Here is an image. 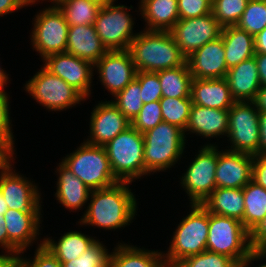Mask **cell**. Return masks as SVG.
<instances>
[{
    "label": "cell",
    "mask_w": 266,
    "mask_h": 267,
    "mask_svg": "<svg viewBox=\"0 0 266 267\" xmlns=\"http://www.w3.org/2000/svg\"><path fill=\"white\" fill-rule=\"evenodd\" d=\"M131 182H118L111 187L92 190L90 203L80 225L116 230L130 225L136 214L137 200L129 189Z\"/></svg>",
    "instance_id": "1"
},
{
    "label": "cell",
    "mask_w": 266,
    "mask_h": 267,
    "mask_svg": "<svg viewBox=\"0 0 266 267\" xmlns=\"http://www.w3.org/2000/svg\"><path fill=\"white\" fill-rule=\"evenodd\" d=\"M206 250L231 257L239 267L266 258V251L251 249L250 233L240 220L210 212Z\"/></svg>",
    "instance_id": "2"
},
{
    "label": "cell",
    "mask_w": 266,
    "mask_h": 267,
    "mask_svg": "<svg viewBox=\"0 0 266 267\" xmlns=\"http://www.w3.org/2000/svg\"><path fill=\"white\" fill-rule=\"evenodd\" d=\"M129 52L137 72H158L182 66V54L169 31L144 30L132 40Z\"/></svg>",
    "instance_id": "3"
},
{
    "label": "cell",
    "mask_w": 266,
    "mask_h": 267,
    "mask_svg": "<svg viewBox=\"0 0 266 267\" xmlns=\"http://www.w3.org/2000/svg\"><path fill=\"white\" fill-rule=\"evenodd\" d=\"M185 138L183 129L164 121L143 133L145 175L174 166L182 158Z\"/></svg>",
    "instance_id": "4"
},
{
    "label": "cell",
    "mask_w": 266,
    "mask_h": 267,
    "mask_svg": "<svg viewBox=\"0 0 266 267\" xmlns=\"http://www.w3.org/2000/svg\"><path fill=\"white\" fill-rule=\"evenodd\" d=\"M191 212L173 232L168 252L163 254L166 267H175L184 258L206 250L209 212L202 204H191Z\"/></svg>",
    "instance_id": "5"
},
{
    "label": "cell",
    "mask_w": 266,
    "mask_h": 267,
    "mask_svg": "<svg viewBox=\"0 0 266 267\" xmlns=\"http://www.w3.org/2000/svg\"><path fill=\"white\" fill-rule=\"evenodd\" d=\"M104 148L111 169L120 182H133L145 176L143 134L132 125L119 133Z\"/></svg>",
    "instance_id": "6"
},
{
    "label": "cell",
    "mask_w": 266,
    "mask_h": 267,
    "mask_svg": "<svg viewBox=\"0 0 266 267\" xmlns=\"http://www.w3.org/2000/svg\"><path fill=\"white\" fill-rule=\"evenodd\" d=\"M62 163L92 191L120 182L114 175L104 146L80 144Z\"/></svg>",
    "instance_id": "7"
},
{
    "label": "cell",
    "mask_w": 266,
    "mask_h": 267,
    "mask_svg": "<svg viewBox=\"0 0 266 267\" xmlns=\"http://www.w3.org/2000/svg\"><path fill=\"white\" fill-rule=\"evenodd\" d=\"M116 0L101 6L95 20V29L107 51L128 50L132 40L139 34L133 33L134 21L125 5H115Z\"/></svg>",
    "instance_id": "8"
},
{
    "label": "cell",
    "mask_w": 266,
    "mask_h": 267,
    "mask_svg": "<svg viewBox=\"0 0 266 267\" xmlns=\"http://www.w3.org/2000/svg\"><path fill=\"white\" fill-rule=\"evenodd\" d=\"M42 67L24 86L36 102L49 111H63L86 100L63 79Z\"/></svg>",
    "instance_id": "9"
},
{
    "label": "cell",
    "mask_w": 266,
    "mask_h": 267,
    "mask_svg": "<svg viewBox=\"0 0 266 267\" xmlns=\"http://www.w3.org/2000/svg\"><path fill=\"white\" fill-rule=\"evenodd\" d=\"M227 137L231 152L257 155L259 151V111L253 101L235 102L229 109Z\"/></svg>",
    "instance_id": "10"
},
{
    "label": "cell",
    "mask_w": 266,
    "mask_h": 267,
    "mask_svg": "<svg viewBox=\"0 0 266 267\" xmlns=\"http://www.w3.org/2000/svg\"><path fill=\"white\" fill-rule=\"evenodd\" d=\"M34 19L30 39L42 60L49 55L66 52L69 25L59 8L51 5L35 15Z\"/></svg>",
    "instance_id": "11"
},
{
    "label": "cell",
    "mask_w": 266,
    "mask_h": 267,
    "mask_svg": "<svg viewBox=\"0 0 266 267\" xmlns=\"http://www.w3.org/2000/svg\"><path fill=\"white\" fill-rule=\"evenodd\" d=\"M217 148L215 144L202 146L180 178L190 204H202L216 188Z\"/></svg>",
    "instance_id": "12"
},
{
    "label": "cell",
    "mask_w": 266,
    "mask_h": 267,
    "mask_svg": "<svg viewBox=\"0 0 266 267\" xmlns=\"http://www.w3.org/2000/svg\"><path fill=\"white\" fill-rule=\"evenodd\" d=\"M222 28L211 12L201 17L179 19L169 33L187 58L206 43L219 38Z\"/></svg>",
    "instance_id": "13"
},
{
    "label": "cell",
    "mask_w": 266,
    "mask_h": 267,
    "mask_svg": "<svg viewBox=\"0 0 266 267\" xmlns=\"http://www.w3.org/2000/svg\"><path fill=\"white\" fill-rule=\"evenodd\" d=\"M44 67L77 90L85 99L91 95L94 65L72 54L55 53L47 56Z\"/></svg>",
    "instance_id": "14"
},
{
    "label": "cell",
    "mask_w": 266,
    "mask_h": 267,
    "mask_svg": "<svg viewBox=\"0 0 266 267\" xmlns=\"http://www.w3.org/2000/svg\"><path fill=\"white\" fill-rule=\"evenodd\" d=\"M15 172L12 164L0 170V191L8 208L18 211H41L42 198L37 185Z\"/></svg>",
    "instance_id": "15"
},
{
    "label": "cell",
    "mask_w": 266,
    "mask_h": 267,
    "mask_svg": "<svg viewBox=\"0 0 266 267\" xmlns=\"http://www.w3.org/2000/svg\"><path fill=\"white\" fill-rule=\"evenodd\" d=\"M98 70L101 84L111 95L115 96L136 78L137 69L134 66L129 50L107 51L94 64Z\"/></svg>",
    "instance_id": "16"
},
{
    "label": "cell",
    "mask_w": 266,
    "mask_h": 267,
    "mask_svg": "<svg viewBox=\"0 0 266 267\" xmlns=\"http://www.w3.org/2000/svg\"><path fill=\"white\" fill-rule=\"evenodd\" d=\"M131 126V122L120 112L112 101H101L91 112L90 145L104 146L119 133Z\"/></svg>",
    "instance_id": "17"
},
{
    "label": "cell",
    "mask_w": 266,
    "mask_h": 267,
    "mask_svg": "<svg viewBox=\"0 0 266 267\" xmlns=\"http://www.w3.org/2000/svg\"><path fill=\"white\" fill-rule=\"evenodd\" d=\"M217 149L216 188H243L252 180L254 156Z\"/></svg>",
    "instance_id": "18"
},
{
    "label": "cell",
    "mask_w": 266,
    "mask_h": 267,
    "mask_svg": "<svg viewBox=\"0 0 266 267\" xmlns=\"http://www.w3.org/2000/svg\"><path fill=\"white\" fill-rule=\"evenodd\" d=\"M193 78H225L228 72L223 39L208 42L186 58Z\"/></svg>",
    "instance_id": "19"
},
{
    "label": "cell",
    "mask_w": 266,
    "mask_h": 267,
    "mask_svg": "<svg viewBox=\"0 0 266 267\" xmlns=\"http://www.w3.org/2000/svg\"><path fill=\"white\" fill-rule=\"evenodd\" d=\"M41 211L8 209L4 214L8 240L23 254L37 240L41 224Z\"/></svg>",
    "instance_id": "20"
},
{
    "label": "cell",
    "mask_w": 266,
    "mask_h": 267,
    "mask_svg": "<svg viewBox=\"0 0 266 267\" xmlns=\"http://www.w3.org/2000/svg\"><path fill=\"white\" fill-rule=\"evenodd\" d=\"M190 97L193 104L221 110H229L236 102L225 78H193Z\"/></svg>",
    "instance_id": "21"
},
{
    "label": "cell",
    "mask_w": 266,
    "mask_h": 267,
    "mask_svg": "<svg viewBox=\"0 0 266 267\" xmlns=\"http://www.w3.org/2000/svg\"><path fill=\"white\" fill-rule=\"evenodd\" d=\"M225 79L236 102L254 101L261 87L254 57L229 68Z\"/></svg>",
    "instance_id": "22"
},
{
    "label": "cell",
    "mask_w": 266,
    "mask_h": 267,
    "mask_svg": "<svg viewBox=\"0 0 266 267\" xmlns=\"http://www.w3.org/2000/svg\"><path fill=\"white\" fill-rule=\"evenodd\" d=\"M229 110L212 109L192 104L190 118L184 132L194 133L205 138L227 136Z\"/></svg>",
    "instance_id": "23"
},
{
    "label": "cell",
    "mask_w": 266,
    "mask_h": 267,
    "mask_svg": "<svg viewBox=\"0 0 266 267\" xmlns=\"http://www.w3.org/2000/svg\"><path fill=\"white\" fill-rule=\"evenodd\" d=\"M66 52L94 65L107 49L102 45L95 25H73L68 29Z\"/></svg>",
    "instance_id": "24"
},
{
    "label": "cell",
    "mask_w": 266,
    "mask_h": 267,
    "mask_svg": "<svg viewBox=\"0 0 266 267\" xmlns=\"http://www.w3.org/2000/svg\"><path fill=\"white\" fill-rule=\"evenodd\" d=\"M59 175L55 197L69 210H81L89 201L91 190L62 162L56 168Z\"/></svg>",
    "instance_id": "25"
},
{
    "label": "cell",
    "mask_w": 266,
    "mask_h": 267,
    "mask_svg": "<svg viewBox=\"0 0 266 267\" xmlns=\"http://www.w3.org/2000/svg\"><path fill=\"white\" fill-rule=\"evenodd\" d=\"M139 10L148 31H169L179 20L178 0H141Z\"/></svg>",
    "instance_id": "26"
},
{
    "label": "cell",
    "mask_w": 266,
    "mask_h": 267,
    "mask_svg": "<svg viewBox=\"0 0 266 267\" xmlns=\"http://www.w3.org/2000/svg\"><path fill=\"white\" fill-rule=\"evenodd\" d=\"M221 37L228 69L254 57V37L247 31L238 28L236 25L226 26L222 28Z\"/></svg>",
    "instance_id": "27"
},
{
    "label": "cell",
    "mask_w": 266,
    "mask_h": 267,
    "mask_svg": "<svg viewBox=\"0 0 266 267\" xmlns=\"http://www.w3.org/2000/svg\"><path fill=\"white\" fill-rule=\"evenodd\" d=\"M163 252L118 244L109 256V267H166Z\"/></svg>",
    "instance_id": "28"
},
{
    "label": "cell",
    "mask_w": 266,
    "mask_h": 267,
    "mask_svg": "<svg viewBox=\"0 0 266 267\" xmlns=\"http://www.w3.org/2000/svg\"><path fill=\"white\" fill-rule=\"evenodd\" d=\"M202 205L210 213L232 217L243 224V188H215Z\"/></svg>",
    "instance_id": "29"
},
{
    "label": "cell",
    "mask_w": 266,
    "mask_h": 267,
    "mask_svg": "<svg viewBox=\"0 0 266 267\" xmlns=\"http://www.w3.org/2000/svg\"><path fill=\"white\" fill-rule=\"evenodd\" d=\"M43 239V245L47 247L60 262H68L78 258L98 239L91 238L79 231H69L61 235L58 241Z\"/></svg>",
    "instance_id": "30"
},
{
    "label": "cell",
    "mask_w": 266,
    "mask_h": 267,
    "mask_svg": "<svg viewBox=\"0 0 266 267\" xmlns=\"http://www.w3.org/2000/svg\"><path fill=\"white\" fill-rule=\"evenodd\" d=\"M162 89V97L191 98L192 74L187 61L179 67L156 72Z\"/></svg>",
    "instance_id": "31"
},
{
    "label": "cell",
    "mask_w": 266,
    "mask_h": 267,
    "mask_svg": "<svg viewBox=\"0 0 266 267\" xmlns=\"http://www.w3.org/2000/svg\"><path fill=\"white\" fill-rule=\"evenodd\" d=\"M243 226L250 233L266 215V189L250 181L243 187Z\"/></svg>",
    "instance_id": "32"
},
{
    "label": "cell",
    "mask_w": 266,
    "mask_h": 267,
    "mask_svg": "<svg viewBox=\"0 0 266 267\" xmlns=\"http://www.w3.org/2000/svg\"><path fill=\"white\" fill-rule=\"evenodd\" d=\"M103 4L96 0H62L56 6L69 26L94 25Z\"/></svg>",
    "instance_id": "33"
},
{
    "label": "cell",
    "mask_w": 266,
    "mask_h": 267,
    "mask_svg": "<svg viewBox=\"0 0 266 267\" xmlns=\"http://www.w3.org/2000/svg\"><path fill=\"white\" fill-rule=\"evenodd\" d=\"M164 122L176 125L185 131L192 106L191 98L162 97L159 101Z\"/></svg>",
    "instance_id": "34"
},
{
    "label": "cell",
    "mask_w": 266,
    "mask_h": 267,
    "mask_svg": "<svg viewBox=\"0 0 266 267\" xmlns=\"http://www.w3.org/2000/svg\"><path fill=\"white\" fill-rule=\"evenodd\" d=\"M111 100L120 112L132 122L143 106L141 99L140 83L134 79L122 91L118 92Z\"/></svg>",
    "instance_id": "35"
},
{
    "label": "cell",
    "mask_w": 266,
    "mask_h": 267,
    "mask_svg": "<svg viewBox=\"0 0 266 267\" xmlns=\"http://www.w3.org/2000/svg\"><path fill=\"white\" fill-rule=\"evenodd\" d=\"M236 26L253 37L266 27V0H249Z\"/></svg>",
    "instance_id": "36"
},
{
    "label": "cell",
    "mask_w": 266,
    "mask_h": 267,
    "mask_svg": "<svg viewBox=\"0 0 266 267\" xmlns=\"http://www.w3.org/2000/svg\"><path fill=\"white\" fill-rule=\"evenodd\" d=\"M249 0H212V14L222 27L235 26Z\"/></svg>",
    "instance_id": "37"
},
{
    "label": "cell",
    "mask_w": 266,
    "mask_h": 267,
    "mask_svg": "<svg viewBox=\"0 0 266 267\" xmlns=\"http://www.w3.org/2000/svg\"><path fill=\"white\" fill-rule=\"evenodd\" d=\"M109 251L97 240L78 258L60 262L61 267H109Z\"/></svg>",
    "instance_id": "38"
},
{
    "label": "cell",
    "mask_w": 266,
    "mask_h": 267,
    "mask_svg": "<svg viewBox=\"0 0 266 267\" xmlns=\"http://www.w3.org/2000/svg\"><path fill=\"white\" fill-rule=\"evenodd\" d=\"M175 267H239V264L229 256L205 250L184 258Z\"/></svg>",
    "instance_id": "39"
},
{
    "label": "cell",
    "mask_w": 266,
    "mask_h": 267,
    "mask_svg": "<svg viewBox=\"0 0 266 267\" xmlns=\"http://www.w3.org/2000/svg\"><path fill=\"white\" fill-rule=\"evenodd\" d=\"M163 122L162 110L159 101H153L143 104L137 117L131 122V125L140 133H145L153 129L159 123Z\"/></svg>",
    "instance_id": "40"
},
{
    "label": "cell",
    "mask_w": 266,
    "mask_h": 267,
    "mask_svg": "<svg viewBox=\"0 0 266 267\" xmlns=\"http://www.w3.org/2000/svg\"><path fill=\"white\" fill-rule=\"evenodd\" d=\"M135 79L140 83L143 104L161 100L162 89L157 73L139 71Z\"/></svg>",
    "instance_id": "41"
},
{
    "label": "cell",
    "mask_w": 266,
    "mask_h": 267,
    "mask_svg": "<svg viewBox=\"0 0 266 267\" xmlns=\"http://www.w3.org/2000/svg\"><path fill=\"white\" fill-rule=\"evenodd\" d=\"M15 264L18 267H61L60 261L43 245V241L38 244L33 260L19 255L15 258Z\"/></svg>",
    "instance_id": "42"
},
{
    "label": "cell",
    "mask_w": 266,
    "mask_h": 267,
    "mask_svg": "<svg viewBox=\"0 0 266 267\" xmlns=\"http://www.w3.org/2000/svg\"><path fill=\"white\" fill-rule=\"evenodd\" d=\"M179 19L201 17L212 12V0H178Z\"/></svg>",
    "instance_id": "43"
},
{
    "label": "cell",
    "mask_w": 266,
    "mask_h": 267,
    "mask_svg": "<svg viewBox=\"0 0 266 267\" xmlns=\"http://www.w3.org/2000/svg\"><path fill=\"white\" fill-rule=\"evenodd\" d=\"M9 99L7 93H0V136L14 149V135L10 126Z\"/></svg>",
    "instance_id": "44"
},
{
    "label": "cell",
    "mask_w": 266,
    "mask_h": 267,
    "mask_svg": "<svg viewBox=\"0 0 266 267\" xmlns=\"http://www.w3.org/2000/svg\"><path fill=\"white\" fill-rule=\"evenodd\" d=\"M250 246L252 250L266 251V215L250 232Z\"/></svg>",
    "instance_id": "45"
},
{
    "label": "cell",
    "mask_w": 266,
    "mask_h": 267,
    "mask_svg": "<svg viewBox=\"0 0 266 267\" xmlns=\"http://www.w3.org/2000/svg\"><path fill=\"white\" fill-rule=\"evenodd\" d=\"M252 181L266 189V155H254Z\"/></svg>",
    "instance_id": "46"
},
{
    "label": "cell",
    "mask_w": 266,
    "mask_h": 267,
    "mask_svg": "<svg viewBox=\"0 0 266 267\" xmlns=\"http://www.w3.org/2000/svg\"><path fill=\"white\" fill-rule=\"evenodd\" d=\"M0 247L5 250V253H9L14 258L18 257L21 252L8 240V233L5 228L4 215L0 214Z\"/></svg>",
    "instance_id": "47"
},
{
    "label": "cell",
    "mask_w": 266,
    "mask_h": 267,
    "mask_svg": "<svg viewBox=\"0 0 266 267\" xmlns=\"http://www.w3.org/2000/svg\"><path fill=\"white\" fill-rule=\"evenodd\" d=\"M14 151L15 150L0 136V170L9 167L14 161Z\"/></svg>",
    "instance_id": "48"
},
{
    "label": "cell",
    "mask_w": 266,
    "mask_h": 267,
    "mask_svg": "<svg viewBox=\"0 0 266 267\" xmlns=\"http://www.w3.org/2000/svg\"><path fill=\"white\" fill-rule=\"evenodd\" d=\"M27 0H0V16L13 13L25 6H28Z\"/></svg>",
    "instance_id": "49"
},
{
    "label": "cell",
    "mask_w": 266,
    "mask_h": 267,
    "mask_svg": "<svg viewBox=\"0 0 266 267\" xmlns=\"http://www.w3.org/2000/svg\"><path fill=\"white\" fill-rule=\"evenodd\" d=\"M259 155H266V111L259 112Z\"/></svg>",
    "instance_id": "50"
},
{
    "label": "cell",
    "mask_w": 266,
    "mask_h": 267,
    "mask_svg": "<svg viewBox=\"0 0 266 267\" xmlns=\"http://www.w3.org/2000/svg\"><path fill=\"white\" fill-rule=\"evenodd\" d=\"M254 58L256 60L258 74L260 78L261 86H266V54L255 53Z\"/></svg>",
    "instance_id": "51"
},
{
    "label": "cell",
    "mask_w": 266,
    "mask_h": 267,
    "mask_svg": "<svg viewBox=\"0 0 266 267\" xmlns=\"http://www.w3.org/2000/svg\"><path fill=\"white\" fill-rule=\"evenodd\" d=\"M254 41L255 53L266 54V27L254 37Z\"/></svg>",
    "instance_id": "52"
},
{
    "label": "cell",
    "mask_w": 266,
    "mask_h": 267,
    "mask_svg": "<svg viewBox=\"0 0 266 267\" xmlns=\"http://www.w3.org/2000/svg\"><path fill=\"white\" fill-rule=\"evenodd\" d=\"M259 112L266 111V86H261L253 101Z\"/></svg>",
    "instance_id": "53"
},
{
    "label": "cell",
    "mask_w": 266,
    "mask_h": 267,
    "mask_svg": "<svg viewBox=\"0 0 266 267\" xmlns=\"http://www.w3.org/2000/svg\"><path fill=\"white\" fill-rule=\"evenodd\" d=\"M15 263V258L9 253L0 255V267H11Z\"/></svg>",
    "instance_id": "54"
},
{
    "label": "cell",
    "mask_w": 266,
    "mask_h": 267,
    "mask_svg": "<svg viewBox=\"0 0 266 267\" xmlns=\"http://www.w3.org/2000/svg\"><path fill=\"white\" fill-rule=\"evenodd\" d=\"M8 75L9 74L5 73L4 69L0 67V93H6L4 91V86L8 83V79H10Z\"/></svg>",
    "instance_id": "55"
},
{
    "label": "cell",
    "mask_w": 266,
    "mask_h": 267,
    "mask_svg": "<svg viewBox=\"0 0 266 267\" xmlns=\"http://www.w3.org/2000/svg\"><path fill=\"white\" fill-rule=\"evenodd\" d=\"M8 209H9V208H8V205H7L5 199H4V197H3V195H2V193H1V191H0V214H1V215H4L5 212H6Z\"/></svg>",
    "instance_id": "56"
},
{
    "label": "cell",
    "mask_w": 266,
    "mask_h": 267,
    "mask_svg": "<svg viewBox=\"0 0 266 267\" xmlns=\"http://www.w3.org/2000/svg\"><path fill=\"white\" fill-rule=\"evenodd\" d=\"M42 1H45V0H42ZM51 1V3L53 4V5H57L60 1H62V0H50ZM36 2H38V0H36L34 3H29V5H31V4H35ZM39 2H40V0H39ZM55 3V4H54Z\"/></svg>",
    "instance_id": "57"
},
{
    "label": "cell",
    "mask_w": 266,
    "mask_h": 267,
    "mask_svg": "<svg viewBox=\"0 0 266 267\" xmlns=\"http://www.w3.org/2000/svg\"><path fill=\"white\" fill-rule=\"evenodd\" d=\"M96 1L100 2L101 4H105L114 0H96Z\"/></svg>",
    "instance_id": "58"
},
{
    "label": "cell",
    "mask_w": 266,
    "mask_h": 267,
    "mask_svg": "<svg viewBox=\"0 0 266 267\" xmlns=\"http://www.w3.org/2000/svg\"><path fill=\"white\" fill-rule=\"evenodd\" d=\"M29 3H34L36 0H27Z\"/></svg>",
    "instance_id": "59"
},
{
    "label": "cell",
    "mask_w": 266,
    "mask_h": 267,
    "mask_svg": "<svg viewBox=\"0 0 266 267\" xmlns=\"http://www.w3.org/2000/svg\"><path fill=\"white\" fill-rule=\"evenodd\" d=\"M259 267H266V263L261 264V266L259 265Z\"/></svg>",
    "instance_id": "60"
},
{
    "label": "cell",
    "mask_w": 266,
    "mask_h": 267,
    "mask_svg": "<svg viewBox=\"0 0 266 267\" xmlns=\"http://www.w3.org/2000/svg\"><path fill=\"white\" fill-rule=\"evenodd\" d=\"M11 267H18L15 263Z\"/></svg>",
    "instance_id": "61"
}]
</instances>
